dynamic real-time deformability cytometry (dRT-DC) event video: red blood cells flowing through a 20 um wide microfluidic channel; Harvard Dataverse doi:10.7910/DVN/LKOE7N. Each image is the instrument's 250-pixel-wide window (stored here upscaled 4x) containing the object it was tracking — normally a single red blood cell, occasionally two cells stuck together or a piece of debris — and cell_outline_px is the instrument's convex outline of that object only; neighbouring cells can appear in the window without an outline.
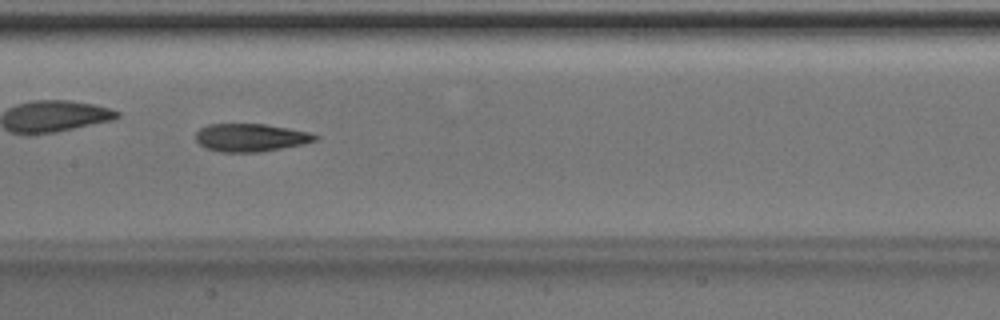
{"species": "Egyptian fruit bat (a non-hibernating species)", "species_latin": "Rousettus aegyptiacus", "temperature_condition": "room temperature", "stored_images_in_passage": 34, "camera_frame_rate_fps": 3000, "um_per_image_px": 0.085, "animal": {"sex": "male"}, "frame": {"image": 1, "passage_image": 10, "time_ms": 3.0, "image_size_px": [1000, 320], "cell_outline_px": [[320, 136], [316, 140], [300, 144], [260, 152], [220, 152], [204, 148], [196, 140], [196, 132], [200, 128], [208, 124], [264, 124], [312, 132]], "centroid_in_image_um": [21.29, 11.69], "position_along_channel_um": 186.1, "area_um2": 19.42}, "authors_computed_cell_mechanics": {"area_um2": 19.2763, "velocity_mm_per_s": 4.1875, "shape_relaxation_time_tau1_ms": 8.4875, "shape_relaxation_time_tau2_ms": 2.7894, "deformation_change_tau1": 0.2648, "deformation_change_tau2": 0.1255}}